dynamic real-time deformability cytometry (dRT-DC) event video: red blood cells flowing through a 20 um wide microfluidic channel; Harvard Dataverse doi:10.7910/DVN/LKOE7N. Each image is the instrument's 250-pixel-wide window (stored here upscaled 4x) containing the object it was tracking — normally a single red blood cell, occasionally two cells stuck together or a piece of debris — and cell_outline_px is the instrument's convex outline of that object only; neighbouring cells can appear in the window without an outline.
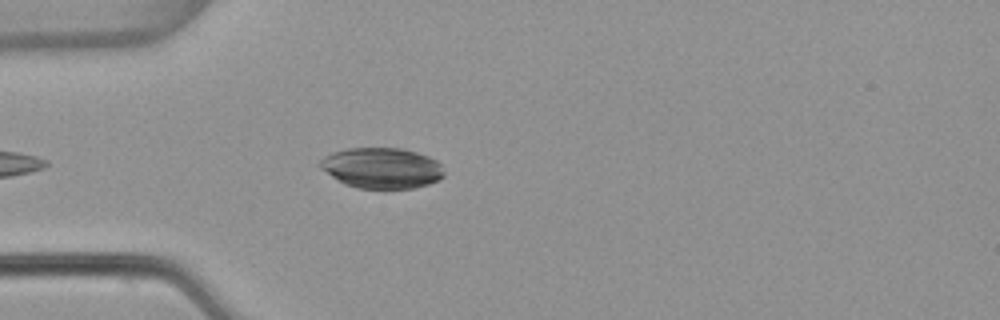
{"species": "common noctule bat (a hibernating species)", "species_latin": "Nyctalus noctula", "temperature_condition": "warm", "stored_images_in_passage": 28, "camera_frame_rate_fps": 3000, "um_per_image_px": 0.085, "animal": {"sex": "female", "body_mass_g": 22.7, "forearm_length_mm": 54.2}, "frame": {"image": 1, "passage_image": 5, "time_ms": 1.333, "image_size_px": [1000, 320], "cell_outline_px": [[444, 176], [428, 184], [412, 188], [360, 188], [344, 184], [320, 168], [320, 160], [324, 156], [332, 152], [344, 148], [404, 148], [428, 156], [436, 160], [440, 164], [444, 172]], "centroid_in_image_um": [32.44, 14.26], "position_along_channel_um": 52.6, "area_um2": 29.3}}
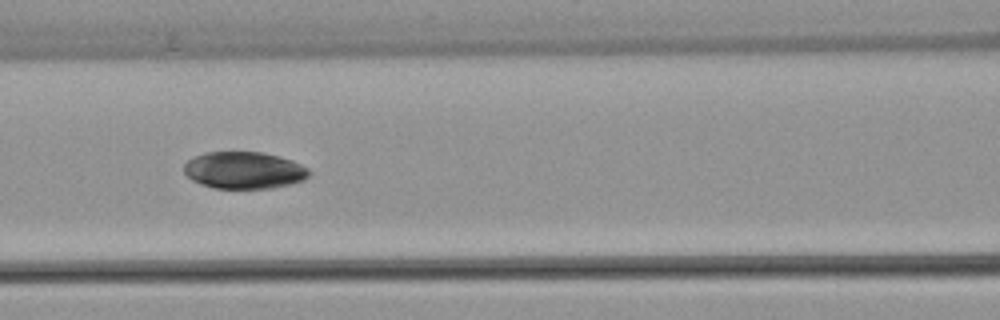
{"frame": {"image": 2, "passage_image": 13, "time_ms": 4.0, "image_size_px": [1000, 320], "cell_outline_px": [[308, 176], [304, 180], [272, 188], [216, 188], [200, 184], [192, 180], [184, 172], [184, 164], [188, 160], [204, 152], [264, 152], [280, 156], [292, 160], [308, 168]], "centroid_in_image_um": [20.73, 14.46], "position_along_channel_um": 145.9, "area_um2": 26.88}}
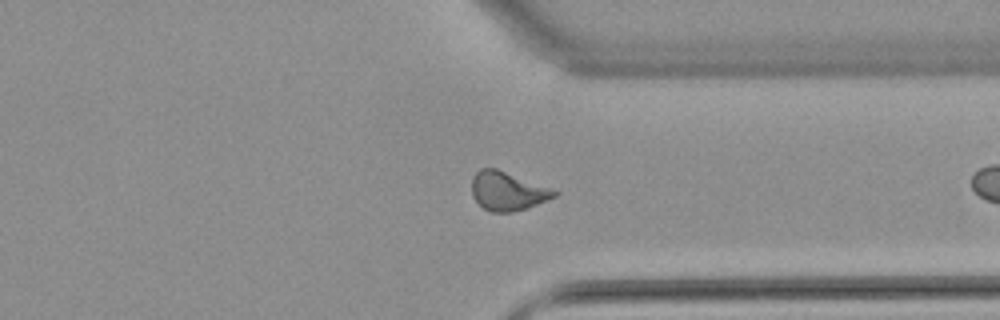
{"frame": {"image": 3, "passage_image": 27, "time_ms": 8.667, "image_size_px": [1000, 320], "cell_outline_px": [[560, 192], [556, 196], [536, 204], [512, 212], [492, 212], [484, 208], [472, 196], [472, 176], [480, 168], [496, 168]], "centroid_in_image_um": [43.1, 16.23], "position_along_channel_um": 368.3, "area_um2": 18.26}}